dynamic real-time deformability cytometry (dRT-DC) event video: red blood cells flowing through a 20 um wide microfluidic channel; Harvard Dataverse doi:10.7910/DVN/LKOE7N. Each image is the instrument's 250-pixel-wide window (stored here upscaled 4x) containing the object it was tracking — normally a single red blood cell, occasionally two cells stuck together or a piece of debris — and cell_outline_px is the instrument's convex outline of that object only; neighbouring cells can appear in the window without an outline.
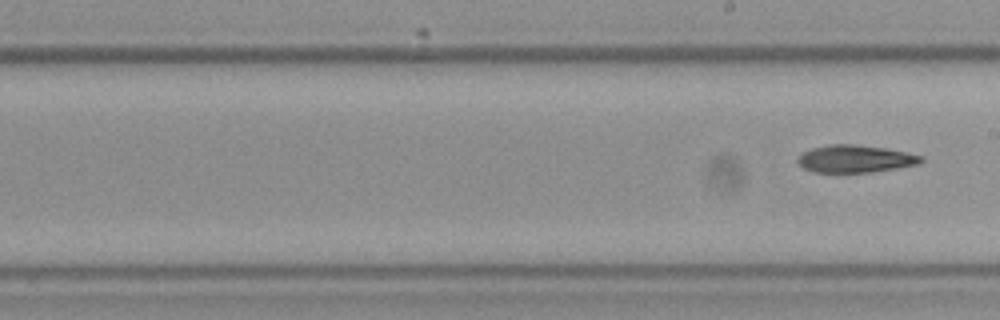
{"species": "Egyptian fruit bat (a non-hibernating species)", "species_latin": "Rousettus aegyptiacus", "temperature_condition": "cold", "stored_images_in_passage": 10, "segment_of_instrument_passage": [2, 2], "camera_frame_rate_fps": 3000, "um_per_image_px": 0.085, "frame": {"image": 1, "passage_image": 10, "time_ms": 3.0, "image_size_px": [1000, 320], "cell_outline_px": [[924, 160], [920, 164], [872, 172], [812, 172], [804, 168], [796, 160], [804, 152], [812, 148], [828, 144], [852, 144], [884, 148], [924, 156]], "centroid_in_image_um": [72.71, 13.5], "position_along_channel_um": 216.3, "area_um2": 19.59}}